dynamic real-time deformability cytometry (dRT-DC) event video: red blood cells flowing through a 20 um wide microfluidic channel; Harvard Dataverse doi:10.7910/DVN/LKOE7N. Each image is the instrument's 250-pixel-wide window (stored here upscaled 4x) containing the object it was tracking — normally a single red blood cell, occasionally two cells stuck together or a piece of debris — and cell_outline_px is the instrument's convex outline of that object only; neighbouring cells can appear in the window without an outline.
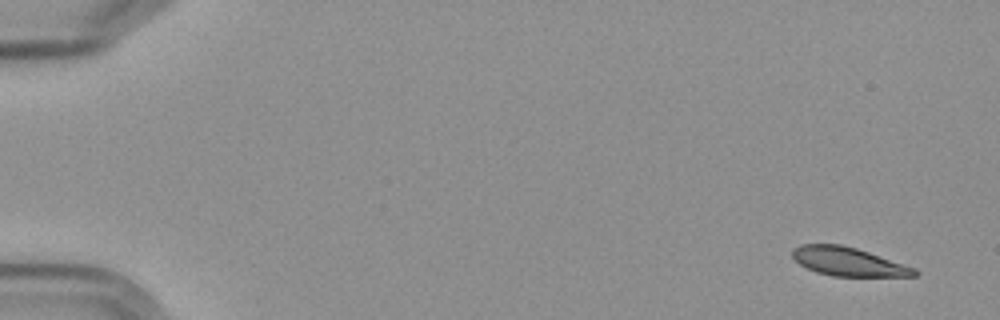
{"species": "Egyptian fruit bat (a non-hibernating species)", "species_latin": "Rousettus aegyptiacus", "temperature_condition": "cold", "stored_images_in_passage": 9, "camera_frame_rate_fps": 3000, "um_per_image_px": 0.085, "frame": {"image": 1, "passage_image": 1, "time_ms": 0.0, "image_size_px": [1000, 320], "cell_outline_px": [[920, 272], [916, 276], [832, 276], [816, 272], [800, 264], [792, 256], [792, 248], [800, 244], [840, 244], [856, 248], [916, 268]], "centroid_in_image_um": [72.1, 22.24], "position_along_channel_um": 12.9, "area_um2": 20.29}}
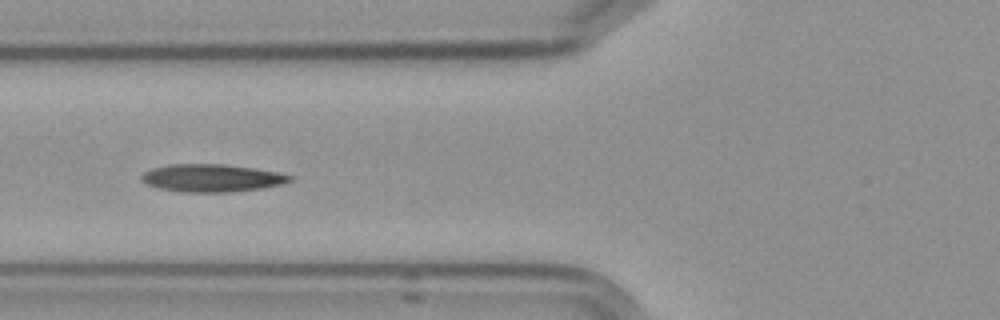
{"frame": {"image": 2, "passage_image": 6, "time_ms": 6.667, "image_size_px": [1000, 320], "cell_outline_px": [[296, 176], [292, 180], [284, 184], [264, 188], [228, 192], [180, 192], [160, 188], [148, 184], [140, 180], [140, 176], [144, 172], [152, 168], [172, 164], [224, 164], [256, 168]], "centroid_in_image_um": [18.04, 15.13], "position_along_channel_um": 107.8, "area_um2": 24.1}}
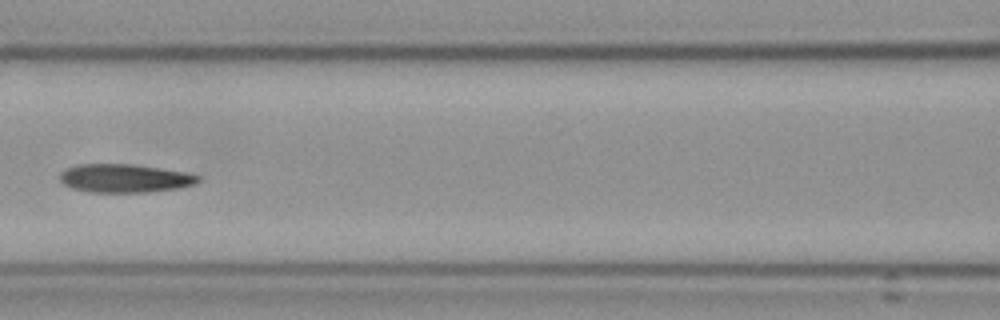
{"frame": {"image": 3, "passage_image": 7, "time_ms": 8.0, "image_size_px": [1000, 320], "cell_outline_px": [[200, 180], [196, 184], [180, 188], [148, 192], [92, 192], [72, 188], [64, 184], [60, 180], [60, 172], [76, 164], [132, 164], [184, 172], [200, 176]], "centroid_in_image_um": [10.6, 15.15], "position_along_channel_um": 156.0, "area_um2": 22.83}}